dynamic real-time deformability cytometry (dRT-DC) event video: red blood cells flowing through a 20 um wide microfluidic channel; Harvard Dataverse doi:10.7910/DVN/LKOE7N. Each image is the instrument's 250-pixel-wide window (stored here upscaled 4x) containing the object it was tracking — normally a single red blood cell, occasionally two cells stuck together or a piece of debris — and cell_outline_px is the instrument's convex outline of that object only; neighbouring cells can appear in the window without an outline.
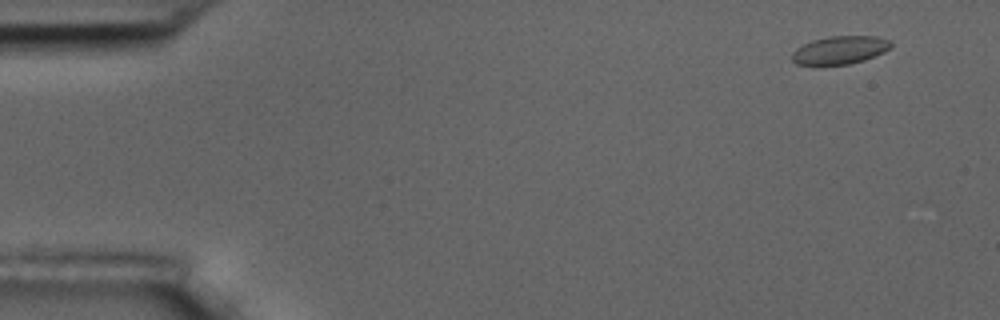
{"species": "common noctule bat (a hibernating species)", "species_latin": "Nyctalus noctula", "temperature_condition": "room temperature", "stored_images_in_passage": 4, "camera_frame_rate_fps": 3000, "um_per_image_px": 0.085, "animal": {"sex": "male", "body_mass_g": 17.5, "forearm_length_mm": 52.3}, "frame": {"image": 1, "passage_image": 1, "time_ms": 0.0, "image_size_px": [1000, 320], "cell_outline_px": [[892, 44], [884, 52], [864, 60], [848, 64], [812, 68], [796, 64], [792, 60], [792, 52], [796, 48], [812, 40], [828, 36], [876, 36], [892, 40]], "centroid_in_image_um": [71.32, 4.29], "position_along_channel_um": 13.7, "area_um2": 16.82}}